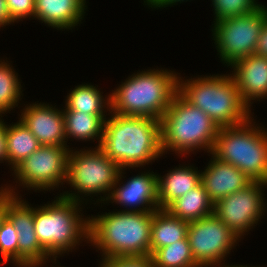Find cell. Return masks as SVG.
<instances>
[{
    "mask_svg": "<svg viewBox=\"0 0 267 267\" xmlns=\"http://www.w3.org/2000/svg\"><path fill=\"white\" fill-rule=\"evenodd\" d=\"M182 79L178 76V92L219 128L240 125L251 117L231 74Z\"/></svg>",
    "mask_w": 267,
    "mask_h": 267,
    "instance_id": "cell-4",
    "label": "cell"
},
{
    "mask_svg": "<svg viewBox=\"0 0 267 267\" xmlns=\"http://www.w3.org/2000/svg\"><path fill=\"white\" fill-rule=\"evenodd\" d=\"M6 194V187L0 188V199Z\"/></svg>",
    "mask_w": 267,
    "mask_h": 267,
    "instance_id": "cell-38",
    "label": "cell"
},
{
    "mask_svg": "<svg viewBox=\"0 0 267 267\" xmlns=\"http://www.w3.org/2000/svg\"><path fill=\"white\" fill-rule=\"evenodd\" d=\"M214 203L202 183L174 200L167 208L172 215L192 222L213 214Z\"/></svg>",
    "mask_w": 267,
    "mask_h": 267,
    "instance_id": "cell-21",
    "label": "cell"
},
{
    "mask_svg": "<svg viewBox=\"0 0 267 267\" xmlns=\"http://www.w3.org/2000/svg\"><path fill=\"white\" fill-rule=\"evenodd\" d=\"M252 182L237 167L222 162L213 155L206 169L201 172V183L213 203L227 195L246 188Z\"/></svg>",
    "mask_w": 267,
    "mask_h": 267,
    "instance_id": "cell-17",
    "label": "cell"
},
{
    "mask_svg": "<svg viewBox=\"0 0 267 267\" xmlns=\"http://www.w3.org/2000/svg\"><path fill=\"white\" fill-rule=\"evenodd\" d=\"M111 267H153L150 256L112 257Z\"/></svg>",
    "mask_w": 267,
    "mask_h": 267,
    "instance_id": "cell-30",
    "label": "cell"
},
{
    "mask_svg": "<svg viewBox=\"0 0 267 267\" xmlns=\"http://www.w3.org/2000/svg\"><path fill=\"white\" fill-rule=\"evenodd\" d=\"M7 11L10 18L14 21H20L25 18H34L35 0H5Z\"/></svg>",
    "mask_w": 267,
    "mask_h": 267,
    "instance_id": "cell-29",
    "label": "cell"
},
{
    "mask_svg": "<svg viewBox=\"0 0 267 267\" xmlns=\"http://www.w3.org/2000/svg\"><path fill=\"white\" fill-rule=\"evenodd\" d=\"M220 265H222V263L220 264H216V266H218V267H248V266H242V265H228V266H226V265H223V266H220ZM215 265H211V266H207V267H216ZM253 267V266H252ZM255 267V266H254Z\"/></svg>",
    "mask_w": 267,
    "mask_h": 267,
    "instance_id": "cell-37",
    "label": "cell"
},
{
    "mask_svg": "<svg viewBox=\"0 0 267 267\" xmlns=\"http://www.w3.org/2000/svg\"><path fill=\"white\" fill-rule=\"evenodd\" d=\"M15 23L7 11L6 1L0 0V27Z\"/></svg>",
    "mask_w": 267,
    "mask_h": 267,
    "instance_id": "cell-34",
    "label": "cell"
},
{
    "mask_svg": "<svg viewBox=\"0 0 267 267\" xmlns=\"http://www.w3.org/2000/svg\"><path fill=\"white\" fill-rule=\"evenodd\" d=\"M187 239L200 267L221 263L240 240L214 213L189 222Z\"/></svg>",
    "mask_w": 267,
    "mask_h": 267,
    "instance_id": "cell-11",
    "label": "cell"
},
{
    "mask_svg": "<svg viewBox=\"0 0 267 267\" xmlns=\"http://www.w3.org/2000/svg\"><path fill=\"white\" fill-rule=\"evenodd\" d=\"M110 114L104 121L100 148L120 168L143 167L163 156L160 120Z\"/></svg>",
    "mask_w": 267,
    "mask_h": 267,
    "instance_id": "cell-1",
    "label": "cell"
},
{
    "mask_svg": "<svg viewBox=\"0 0 267 267\" xmlns=\"http://www.w3.org/2000/svg\"><path fill=\"white\" fill-rule=\"evenodd\" d=\"M160 121L163 153L171 150L185 156L203 148L211 154L219 127L178 91Z\"/></svg>",
    "mask_w": 267,
    "mask_h": 267,
    "instance_id": "cell-5",
    "label": "cell"
},
{
    "mask_svg": "<svg viewBox=\"0 0 267 267\" xmlns=\"http://www.w3.org/2000/svg\"><path fill=\"white\" fill-rule=\"evenodd\" d=\"M18 121L12 125L5 123L7 162L12 170L41 146L22 121Z\"/></svg>",
    "mask_w": 267,
    "mask_h": 267,
    "instance_id": "cell-22",
    "label": "cell"
},
{
    "mask_svg": "<svg viewBox=\"0 0 267 267\" xmlns=\"http://www.w3.org/2000/svg\"><path fill=\"white\" fill-rule=\"evenodd\" d=\"M119 171L118 164L112 161L100 147L91 148V150L90 148L89 150L84 148L80 151L69 150L65 183H68L75 192L77 190V194L67 191L60 196L82 203L84 200L82 197L89 195L91 197V194L97 196V194L104 193L107 196H102L101 200L98 199L97 201L104 203L116 183Z\"/></svg>",
    "mask_w": 267,
    "mask_h": 267,
    "instance_id": "cell-8",
    "label": "cell"
},
{
    "mask_svg": "<svg viewBox=\"0 0 267 267\" xmlns=\"http://www.w3.org/2000/svg\"><path fill=\"white\" fill-rule=\"evenodd\" d=\"M114 90L110 112L161 120L178 91V76L168 69L139 71Z\"/></svg>",
    "mask_w": 267,
    "mask_h": 267,
    "instance_id": "cell-3",
    "label": "cell"
},
{
    "mask_svg": "<svg viewBox=\"0 0 267 267\" xmlns=\"http://www.w3.org/2000/svg\"><path fill=\"white\" fill-rule=\"evenodd\" d=\"M153 212H108L89 218V243L103 257L150 256ZM93 243V244H92Z\"/></svg>",
    "mask_w": 267,
    "mask_h": 267,
    "instance_id": "cell-2",
    "label": "cell"
},
{
    "mask_svg": "<svg viewBox=\"0 0 267 267\" xmlns=\"http://www.w3.org/2000/svg\"><path fill=\"white\" fill-rule=\"evenodd\" d=\"M63 114L67 141L70 137L75 140L81 139V141L99 139L96 147H100L103 138L104 121L107 115H90L77 111H63Z\"/></svg>",
    "mask_w": 267,
    "mask_h": 267,
    "instance_id": "cell-23",
    "label": "cell"
},
{
    "mask_svg": "<svg viewBox=\"0 0 267 267\" xmlns=\"http://www.w3.org/2000/svg\"><path fill=\"white\" fill-rule=\"evenodd\" d=\"M7 216V193L0 199V226Z\"/></svg>",
    "mask_w": 267,
    "mask_h": 267,
    "instance_id": "cell-35",
    "label": "cell"
},
{
    "mask_svg": "<svg viewBox=\"0 0 267 267\" xmlns=\"http://www.w3.org/2000/svg\"><path fill=\"white\" fill-rule=\"evenodd\" d=\"M1 264L11 260L18 267V233L11 220L6 216L0 226Z\"/></svg>",
    "mask_w": 267,
    "mask_h": 267,
    "instance_id": "cell-27",
    "label": "cell"
},
{
    "mask_svg": "<svg viewBox=\"0 0 267 267\" xmlns=\"http://www.w3.org/2000/svg\"><path fill=\"white\" fill-rule=\"evenodd\" d=\"M153 267H200L194 260L187 237L155 250Z\"/></svg>",
    "mask_w": 267,
    "mask_h": 267,
    "instance_id": "cell-25",
    "label": "cell"
},
{
    "mask_svg": "<svg viewBox=\"0 0 267 267\" xmlns=\"http://www.w3.org/2000/svg\"><path fill=\"white\" fill-rule=\"evenodd\" d=\"M215 15V21L223 18L244 15L253 12L262 4H258L257 0H211Z\"/></svg>",
    "mask_w": 267,
    "mask_h": 267,
    "instance_id": "cell-28",
    "label": "cell"
},
{
    "mask_svg": "<svg viewBox=\"0 0 267 267\" xmlns=\"http://www.w3.org/2000/svg\"><path fill=\"white\" fill-rule=\"evenodd\" d=\"M0 118V163L6 161L7 163V142L5 135V123Z\"/></svg>",
    "mask_w": 267,
    "mask_h": 267,
    "instance_id": "cell-32",
    "label": "cell"
},
{
    "mask_svg": "<svg viewBox=\"0 0 267 267\" xmlns=\"http://www.w3.org/2000/svg\"><path fill=\"white\" fill-rule=\"evenodd\" d=\"M86 0H35L34 18L59 30L71 29L81 23Z\"/></svg>",
    "mask_w": 267,
    "mask_h": 267,
    "instance_id": "cell-18",
    "label": "cell"
},
{
    "mask_svg": "<svg viewBox=\"0 0 267 267\" xmlns=\"http://www.w3.org/2000/svg\"><path fill=\"white\" fill-rule=\"evenodd\" d=\"M124 170L126 169L120 168L116 183L106 202L112 200V203L127 207L122 210L123 212H154L159 209L158 174H154V172L137 174L120 186Z\"/></svg>",
    "mask_w": 267,
    "mask_h": 267,
    "instance_id": "cell-14",
    "label": "cell"
},
{
    "mask_svg": "<svg viewBox=\"0 0 267 267\" xmlns=\"http://www.w3.org/2000/svg\"><path fill=\"white\" fill-rule=\"evenodd\" d=\"M11 65L0 60V116L18 106L22 95L18 75Z\"/></svg>",
    "mask_w": 267,
    "mask_h": 267,
    "instance_id": "cell-26",
    "label": "cell"
},
{
    "mask_svg": "<svg viewBox=\"0 0 267 267\" xmlns=\"http://www.w3.org/2000/svg\"><path fill=\"white\" fill-rule=\"evenodd\" d=\"M102 94L103 93L100 92L96 86L91 84L86 83L75 86V88L70 91L69 95H67L65 101L66 107L62 111H77L90 115H105V108L110 112L111 100L110 94L106 100Z\"/></svg>",
    "mask_w": 267,
    "mask_h": 267,
    "instance_id": "cell-24",
    "label": "cell"
},
{
    "mask_svg": "<svg viewBox=\"0 0 267 267\" xmlns=\"http://www.w3.org/2000/svg\"><path fill=\"white\" fill-rule=\"evenodd\" d=\"M252 120L250 117L240 125L219 128L211 154L234 165L253 182L267 184V128Z\"/></svg>",
    "mask_w": 267,
    "mask_h": 267,
    "instance_id": "cell-7",
    "label": "cell"
},
{
    "mask_svg": "<svg viewBox=\"0 0 267 267\" xmlns=\"http://www.w3.org/2000/svg\"><path fill=\"white\" fill-rule=\"evenodd\" d=\"M102 260L100 267H111V258L103 257Z\"/></svg>",
    "mask_w": 267,
    "mask_h": 267,
    "instance_id": "cell-36",
    "label": "cell"
},
{
    "mask_svg": "<svg viewBox=\"0 0 267 267\" xmlns=\"http://www.w3.org/2000/svg\"><path fill=\"white\" fill-rule=\"evenodd\" d=\"M21 113L20 120L41 145L68 147L62 110L35 102L25 106Z\"/></svg>",
    "mask_w": 267,
    "mask_h": 267,
    "instance_id": "cell-15",
    "label": "cell"
},
{
    "mask_svg": "<svg viewBox=\"0 0 267 267\" xmlns=\"http://www.w3.org/2000/svg\"><path fill=\"white\" fill-rule=\"evenodd\" d=\"M159 208L166 209L174 200L186 194L201 183V172L195 167L180 166L158 175Z\"/></svg>",
    "mask_w": 267,
    "mask_h": 267,
    "instance_id": "cell-19",
    "label": "cell"
},
{
    "mask_svg": "<svg viewBox=\"0 0 267 267\" xmlns=\"http://www.w3.org/2000/svg\"><path fill=\"white\" fill-rule=\"evenodd\" d=\"M267 19V7L214 22L213 40L221 61L228 66L255 54L258 39Z\"/></svg>",
    "mask_w": 267,
    "mask_h": 267,
    "instance_id": "cell-9",
    "label": "cell"
},
{
    "mask_svg": "<svg viewBox=\"0 0 267 267\" xmlns=\"http://www.w3.org/2000/svg\"><path fill=\"white\" fill-rule=\"evenodd\" d=\"M7 217L18 233V267H42L52 258L40 245L35 233L34 208L6 186ZM12 188V189H11Z\"/></svg>",
    "mask_w": 267,
    "mask_h": 267,
    "instance_id": "cell-13",
    "label": "cell"
},
{
    "mask_svg": "<svg viewBox=\"0 0 267 267\" xmlns=\"http://www.w3.org/2000/svg\"><path fill=\"white\" fill-rule=\"evenodd\" d=\"M231 66L234 70L231 76L249 109L252 100L267 98V57L251 54Z\"/></svg>",
    "mask_w": 267,
    "mask_h": 267,
    "instance_id": "cell-16",
    "label": "cell"
},
{
    "mask_svg": "<svg viewBox=\"0 0 267 267\" xmlns=\"http://www.w3.org/2000/svg\"><path fill=\"white\" fill-rule=\"evenodd\" d=\"M71 148L41 145L25 158L14 171L16 183L28 190L51 191L67 180L68 156Z\"/></svg>",
    "mask_w": 267,
    "mask_h": 267,
    "instance_id": "cell-10",
    "label": "cell"
},
{
    "mask_svg": "<svg viewBox=\"0 0 267 267\" xmlns=\"http://www.w3.org/2000/svg\"><path fill=\"white\" fill-rule=\"evenodd\" d=\"M181 1H185V0H144V3H146L149 7H153V8H165L168 6H173L175 5V3L179 2L181 3ZM188 1V0H186ZM159 7V8H158Z\"/></svg>",
    "mask_w": 267,
    "mask_h": 267,
    "instance_id": "cell-33",
    "label": "cell"
},
{
    "mask_svg": "<svg viewBox=\"0 0 267 267\" xmlns=\"http://www.w3.org/2000/svg\"><path fill=\"white\" fill-rule=\"evenodd\" d=\"M79 205L75 200L57 196L50 204L34 207L35 233L40 245L53 257L51 261L56 262L58 255L72 252L84 238L89 243L90 216H80Z\"/></svg>",
    "mask_w": 267,
    "mask_h": 267,
    "instance_id": "cell-6",
    "label": "cell"
},
{
    "mask_svg": "<svg viewBox=\"0 0 267 267\" xmlns=\"http://www.w3.org/2000/svg\"><path fill=\"white\" fill-rule=\"evenodd\" d=\"M189 222L172 215L166 209L153 212L150 234V255L157 249L187 237Z\"/></svg>",
    "mask_w": 267,
    "mask_h": 267,
    "instance_id": "cell-20",
    "label": "cell"
},
{
    "mask_svg": "<svg viewBox=\"0 0 267 267\" xmlns=\"http://www.w3.org/2000/svg\"><path fill=\"white\" fill-rule=\"evenodd\" d=\"M255 54L267 57V19L259 36Z\"/></svg>",
    "mask_w": 267,
    "mask_h": 267,
    "instance_id": "cell-31",
    "label": "cell"
},
{
    "mask_svg": "<svg viewBox=\"0 0 267 267\" xmlns=\"http://www.w3.org/2000/svg\"><path fill=\"white\" fill-rule=\"evenodd\" d=\"M264 182H252L214 203L213 213L238 237L242 238L257 224L266 209L262 191Z\"/></svg>",
    "mask_w": 267,
    "mask_h": 267,
    "instance_id": "cell-12",
    "label": "cell"
}]
</instances>
